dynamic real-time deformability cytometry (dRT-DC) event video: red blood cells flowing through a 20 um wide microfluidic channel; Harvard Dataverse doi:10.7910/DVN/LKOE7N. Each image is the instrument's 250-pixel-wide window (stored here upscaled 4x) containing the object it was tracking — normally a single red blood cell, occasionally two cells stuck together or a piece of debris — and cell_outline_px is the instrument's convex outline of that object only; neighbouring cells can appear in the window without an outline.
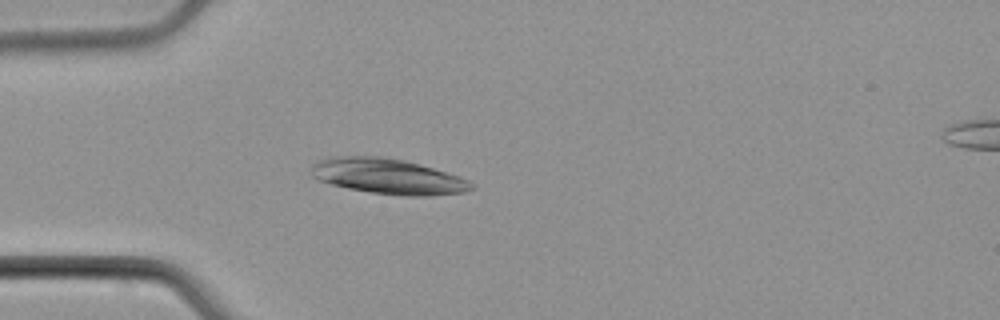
{"species": "common noctule bat (a hibernating species)", "species_latin": "Nyctalus noctula", "temperature_condition": "cold", "stored_images_in_passage": 4, "camera_frame_rate_fps": 3000, "um_per_image_px": 0.085, "animal": {"sex": "male", "body_mass_g": 21.5, "forearm_length_mm": 52.0}, "frame": {"image": 1, "passage_image": 4, "time_ms": 4.667, "image_size_px": [1000, 320], "cell_outline_px": [[476, 188], [464, 192], [428, 196], [400, 196], [372, 192], [348, 188], [332, 184], [320, 180], [312, 176], [312, 164], [316, 160], [328, 156], [380, 156], [404, 160], [420, 164], [468, 180]], "centroid_in_image_um": [32.94, 14.98], "position_along_channel_um": 52.1, "area_um2": 32.95}}